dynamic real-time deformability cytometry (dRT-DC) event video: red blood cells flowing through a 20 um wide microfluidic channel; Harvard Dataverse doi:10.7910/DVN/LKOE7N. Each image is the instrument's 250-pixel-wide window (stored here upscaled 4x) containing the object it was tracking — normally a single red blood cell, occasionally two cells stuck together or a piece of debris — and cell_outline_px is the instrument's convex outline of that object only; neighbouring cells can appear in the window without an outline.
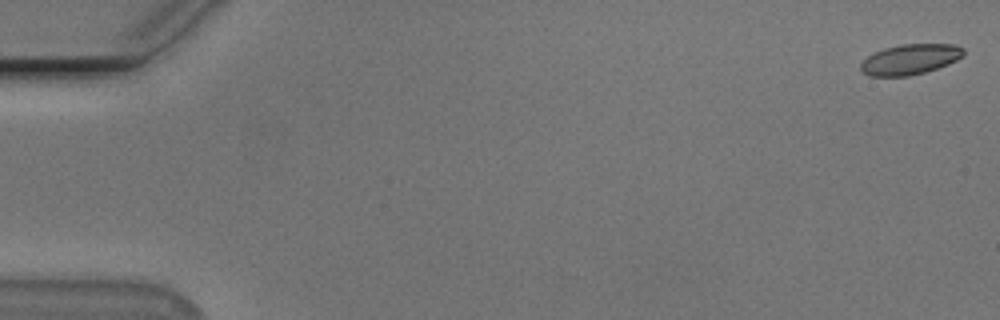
{"species": "Egyptian fruit bat (a non-hibernating species)", "species_latin": "Rousettus aegyptiacus", "temperature_condition": "cold", "stored_images_in_passage": 55, "camera_frame_rate_fps": 3000, "um_per_image_px": 0.085, "animal": {"sex": "male"}, "frame": {"image": 1, "passage_image": 1, "time_ms": 0.0, "image_size_px": [1000, 320], "cell_outline_px": [[964, 56], [948, 64], [924, 72], [908, 76], [868, 76], [860, 72], [860, 64], [868, 56], [884, 48], [900, 44], [952, 44], [964, 48]], "centroid_in_image_um": [77.34, 5.04], "position_along_channel_um": 7.7, "area_um2": 18.21}}
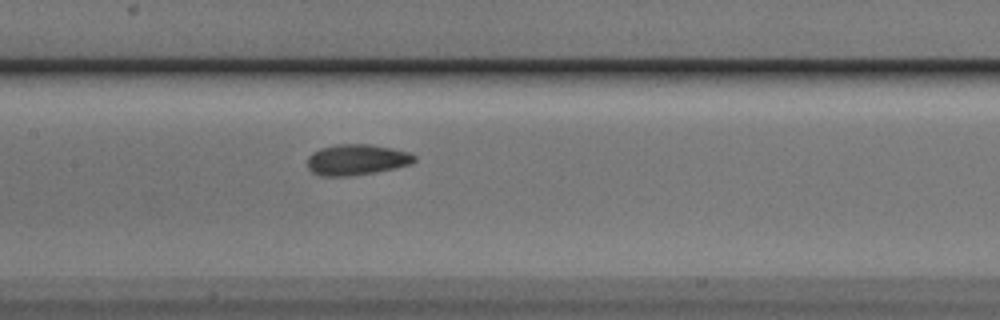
{"frame": {"image": 2, "passage_image": 27, "time_ms": 8.667, "image_size_px": [1000, 320], "cell_outline_px": [[416, 160], [412, 164], [376, 172], [348, 176], [320, 176], [312, 172], [308, 168], [308, 156], [312, 152], [320, 148], [336, 144], [368, 144], [392, 148], [408, 152], [416, 156]], "centroid_in_image_um": [30.31, 13.57], "position_along_channel_um": 177.1, "area_um2": 19.31}}
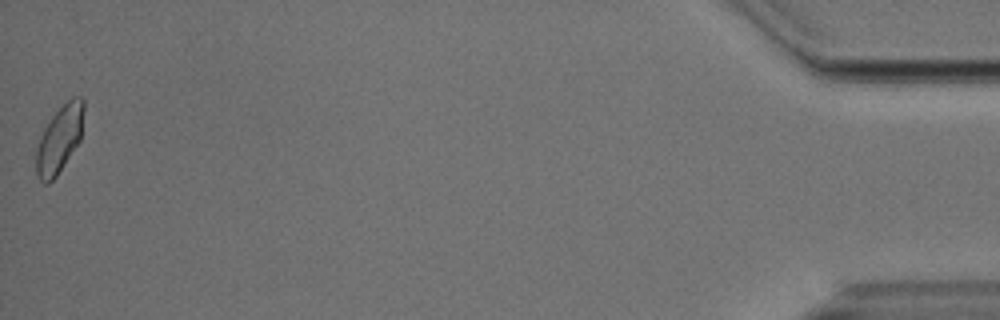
{"frame": {"image": 3, "passage_image": 55, "time_ms": 18.0, "image_size_px": [1000, 320], "cell_outline_px": [[84, 108], [80, 140], [56, 176], [48, 184], [44, 184], [40, 180], [36, 172], [36, 148], [40, 136], [44, 128], [52, 116], [72, 96], [80, 96], [84, 100]], "centroid_in_image_um": [5.04, 11.82], "position_along_channel_um": 430.2, "area_um2": 18.38}, "authors_computed_cell_mechanics": {"area_um2": 18.6116, "velocity_mm_per_s": 3.7455, "shape_relaxation_time_tau1_ms": 2.497, "shape_relaxation_time_tau2_ms": 1.4355, "deformation_change_tau1": 0.0807, "deformation_change_tau2": 0.0655}}